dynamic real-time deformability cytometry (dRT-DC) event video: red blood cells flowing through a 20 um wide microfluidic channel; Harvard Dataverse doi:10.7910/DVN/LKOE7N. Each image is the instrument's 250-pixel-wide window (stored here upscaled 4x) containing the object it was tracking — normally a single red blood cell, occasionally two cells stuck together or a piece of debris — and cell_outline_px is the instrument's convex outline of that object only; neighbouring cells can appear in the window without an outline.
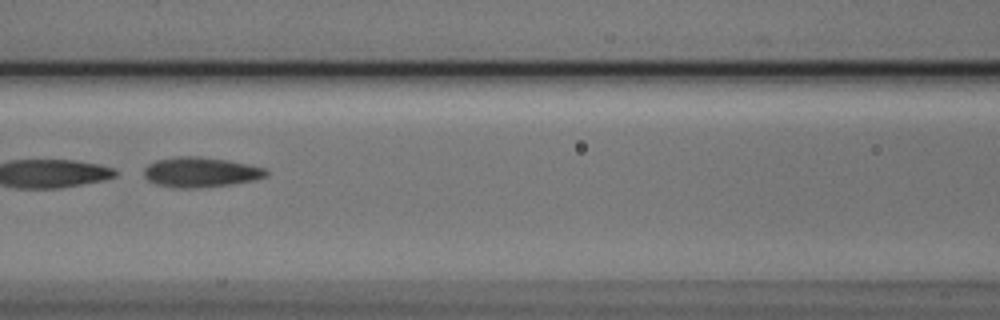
{"species": "Egyptian fruit bat (a non-hibernating species)", "species_latin": "Rousettus aegyptiacus", "temperature_condition": "cold", "stored_images_in_passage": 5, "camera_frame_rate_fps": 3000, "um_per_image_px": 0.085, "animal": {"sex": "male"}, "frame": {"image": 1, "passage_image": 3, "time_ms": 0.667, "image_size_px": [1000, 320], "cell_outline_px": [[268, 176], [256, 180], [232, 184], [196, 188], [172, 188], [156, 184], [148, 180], [144, 176], [144, 168], [148, 164], [156, 160], [176, 156], [200, 156], [228, 160], [264, 168], [268, 172]], "centroid_in_image_um": [17.03, 14.64], "position_along_channel_um": 149.6, "area_um2": 21.56}}
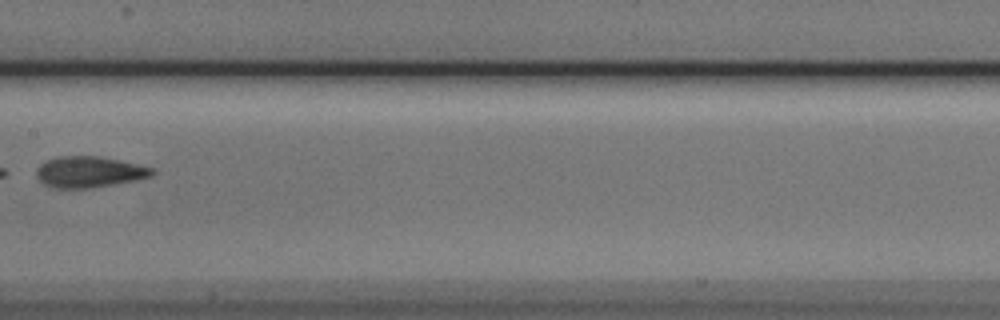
{"frame": {"image": 2, "passage_image": 4, "time_ms": 1.0, "image_size_px": [1000, 320], "cell_outline_px": [[156, 172], [152, 176], [136, 180], [88, 188], [52, 188], [44, 184], [36, 176], [36, 168], [40, 164], [56, 156], [100, 156], [136, 164], [152, 168]], "centroid_in_image_um": [7.55, 14.61], "position_along_channel_um": 199.8, "area_um2": 20.87}}
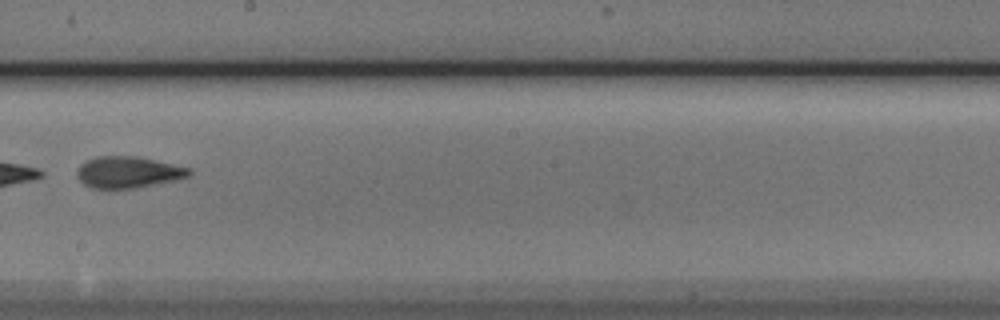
{"frame": {"image": 3, "passage_image": 5, "time_ms": 1.333, "image_size_px": [1000, 320], "cell_outline_px": [[192, 172], [188, 176], [176, 180], [136, 188], [92, 188], [84, 184], [76, 176], [76, 172], [80, 164], [96, 156], [136, 156], [192, 168]], "centroid_in_image_um": [10.89, 14.63], "position_along_channel_um": 237.3, "area_um2": 20.58}}